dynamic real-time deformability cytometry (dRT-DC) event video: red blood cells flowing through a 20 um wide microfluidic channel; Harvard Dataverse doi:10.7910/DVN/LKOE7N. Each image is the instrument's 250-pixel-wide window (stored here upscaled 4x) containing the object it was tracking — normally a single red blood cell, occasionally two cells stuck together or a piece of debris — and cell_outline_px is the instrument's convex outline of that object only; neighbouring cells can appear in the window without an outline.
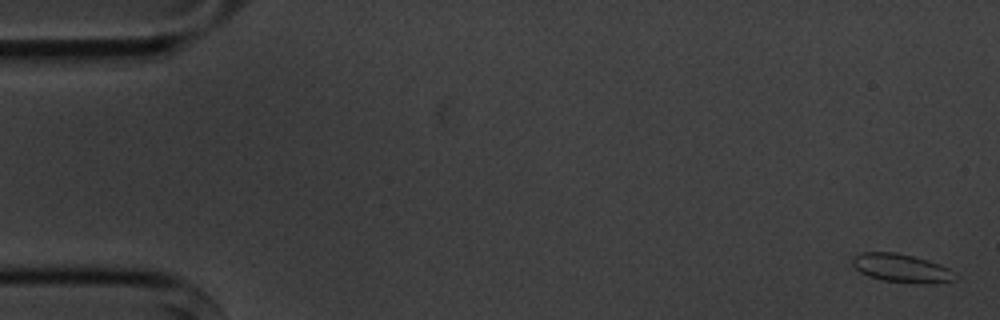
{"species": "common noctule bat (a hibernating species)", "species_latin": "Nyctalus noctula", "temperature_condition": "cold", "stored_images_in_passage": 6, "camera_frame_rate_fps": 3000, "um_per_image_px": 0.085, "animal": {"sex": "male", "body_mass_g": 20.1, "forearm_length_mm": 53.5}, "frame": {"image": 1, "passage_image": 1, "time_ms": 0.0, "image_size_px": [1000, 320], "cell_outline_px": [[956, 280], [924, 284], [880, 280], [868, 276], [860, 272], [852, 264], [852, 260], [856, 256], [864, 252], [896, 252], [912, 256], [948, 268], [956, 272]], "centroid_in_image_um": [76.62, 22.81], "position_along_channel_um": 8.4, "area_um2": 16.76}}
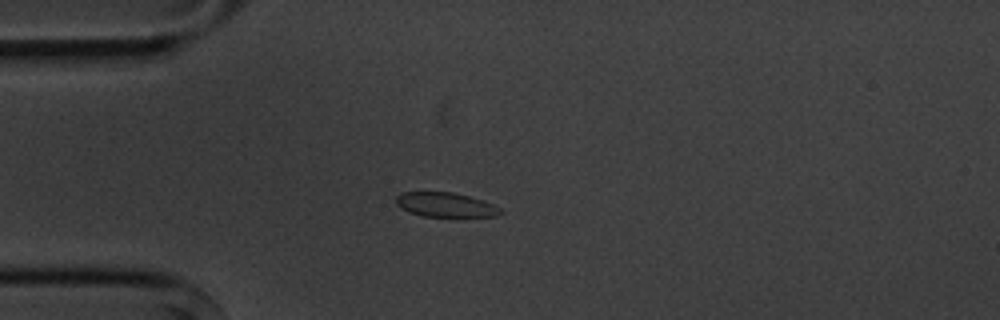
{"frame": {"image": 2, "passage_image": 4, "time_ms": 4.333, "image_size_px": [1000, 320], "cell_outline_px": [[504, 212], [496, 216], [420, 216], [408, 212], [396, 204], [396, 196], [400, 192], [452, 192], [484, 200], [500, 208]], "centroid_in_image_um": [37.85, 17.4], "position_along_channel_um": 47.2, "area_um2": 14.85}}
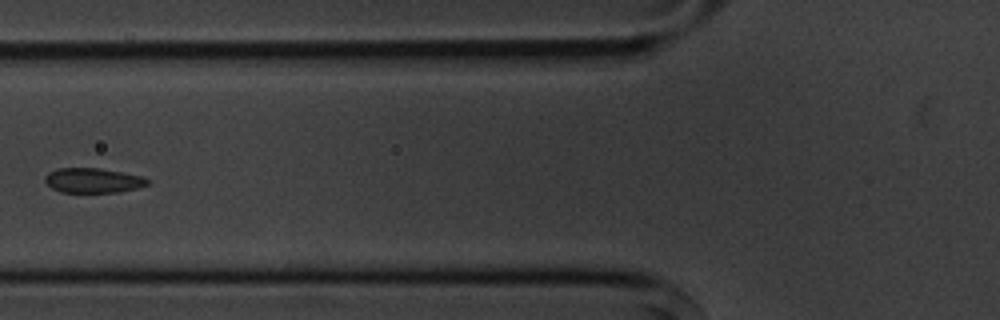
{"frame": {"image": 3, "passage_image": 6, "time_ms": 6.667, "image_size_px": [1000, 320], "cell_outline_px": [[152, 180], [148, 184], [136, 188], [120, 192], [60, 192], [52, 188], [44, 180], [44, 176], [48, 172], [56, 168], [100, 168], [140, 176]], "centroid_in_image_um": [7.88, 15.33], "position_along_channel_um": 117.9, "area_um2": 14.8}}